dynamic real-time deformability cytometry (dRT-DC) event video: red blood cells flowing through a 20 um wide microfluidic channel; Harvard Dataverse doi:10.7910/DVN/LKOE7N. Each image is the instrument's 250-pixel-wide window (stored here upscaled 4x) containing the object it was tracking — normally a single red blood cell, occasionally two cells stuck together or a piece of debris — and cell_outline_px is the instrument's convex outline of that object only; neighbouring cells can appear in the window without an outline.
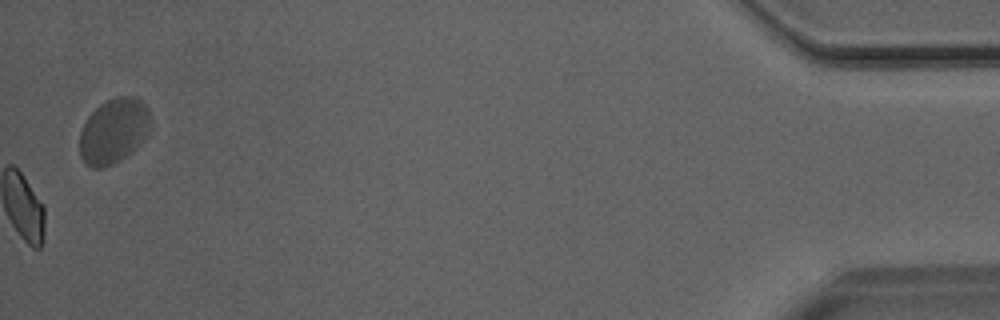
{"species": "Egyptian fruit bat (a non-hibernating species)", "species_latin": "Rousettus aegyptiacus", "temperature_condition": "room temperature", "stored_images_in_passage": 49, "camera_frame_rate_fps": 3000, "um_per_image_px": 0.085, "animal": {"sex": "male"}, "frame": {"image": 1, "passage_image": 49, "time_ms": 16.0, "image_size_px": [1000, 320], "cell_outline_px": [[152, 120], [144, 136], [120, 160], [104, 168], [92, 168], [84, 164], [80, 156], [80, 132], [88, 116], [100, 104], [116, 96], [136, 96], [148, 108]], "centroid_in_image_um": [9.62, 11.11], "position_along_channel_um": 425.6, "area_um2": 26.53}}